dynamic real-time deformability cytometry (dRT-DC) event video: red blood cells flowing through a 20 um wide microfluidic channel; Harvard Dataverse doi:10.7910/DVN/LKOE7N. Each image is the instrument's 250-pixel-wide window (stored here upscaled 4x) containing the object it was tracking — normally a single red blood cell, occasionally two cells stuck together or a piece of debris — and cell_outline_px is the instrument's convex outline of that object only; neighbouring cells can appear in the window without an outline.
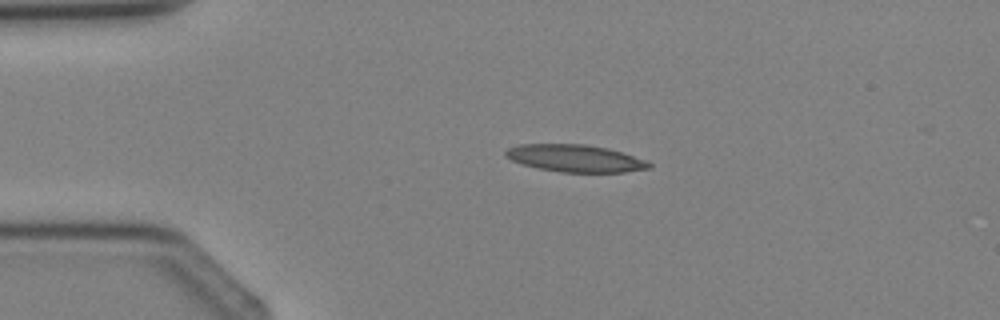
{"species": "Egyptian fruit bat (a non-hibernating species)", "species_latin": "Rousettus aegyptiacus", "temperature_condition": "cold", "stored_images_in_passage": 3, "camera_frame_rate_fps": 3000, "um_per_image_px": 0.085, "animal": {"sex": "female"}, "frame": {"image": 1, "passage_image": 2, "time_ms": 1.333, "image_size_px": [1000, 320], "cell_outline_px": [[652, 168], [624, 172], [560, 172], [540, 168], [524, 164], [512, 160], [504, 156], [504, 152], [508, 148], [520, 144], [584, 144], [608, 148], [648, 160], [652, 164]], "centroid_in_image_um": [48.93, 13.45], "position_along_channel_um": 36.1, "area_um2": 22.77}}